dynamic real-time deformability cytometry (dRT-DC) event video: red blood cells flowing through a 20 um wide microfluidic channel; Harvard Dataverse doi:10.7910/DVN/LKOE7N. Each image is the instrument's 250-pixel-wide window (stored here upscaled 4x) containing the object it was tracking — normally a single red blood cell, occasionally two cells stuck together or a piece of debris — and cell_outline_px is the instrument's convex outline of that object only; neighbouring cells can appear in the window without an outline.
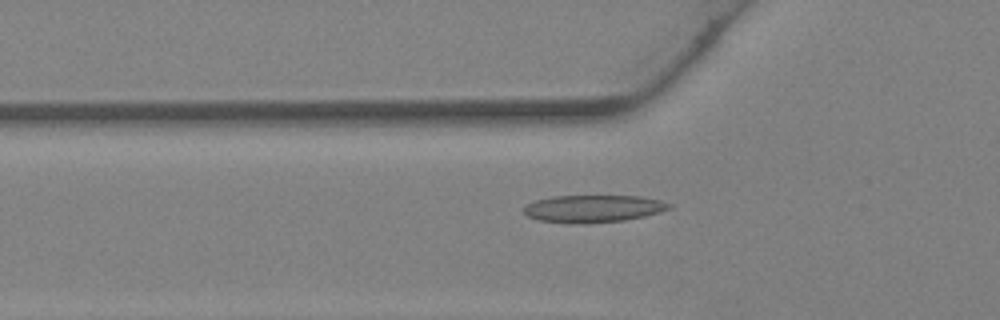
{"species": "Egyptian fruit bat (a non-hibernating species)", "species_latin": "Rousettus aegyptiacus", "temperature_condition": "warm", "stored_images_in_passage": 28, "camera_frame_rate_fps": 3000, "um_per_image_px": 0.085, "animal": {"sex": "female"}, "frame": {"image": 1, "passage_image": 6, "time_ms": 1.667, "image_size_px": [1000, 320], "cell_outline_px": [[672, 208], [660, 212], [644, 216], [624, 220], [588, 224], [580, 224], [540, 220], [528, 216], [524, 212], [524, 208], [528, 204], [536, 200], [552, 196], [640, 196], [660, 200], [672, 204]], "centroid_in_image_um": [50.46, 17.73], "position_along_channel_um": 75.3, "area_um2": 23.12}}
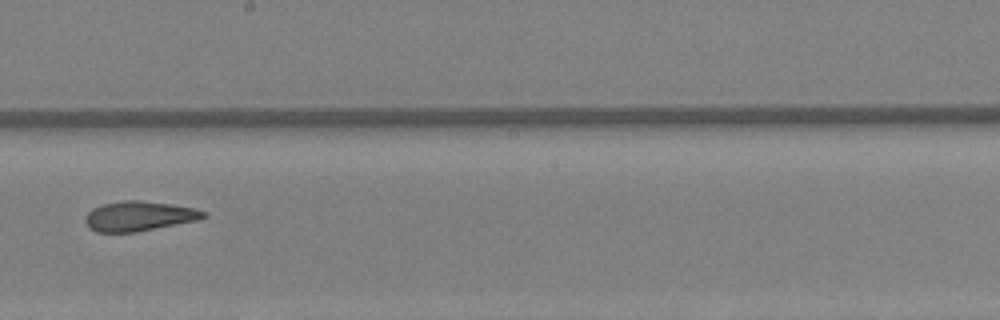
{"frame": {"image": 2, "passage_image": 15, "time_ms": 4.667, "image_size_px": [1000, 320], "cell_outline_px": [[208, 216], [200, 220], [136, 232], [96, 232], [88, 228], [84, 220], [88, 212], [92, 208], [104, 204], [124, 200], [140, 200], [172, 204], [192, 208], [208, 212]], "centroid_in_image_um": [11.83, 18.37], "position_along_channel_um": 236.4, "area_um2": 20.69}}
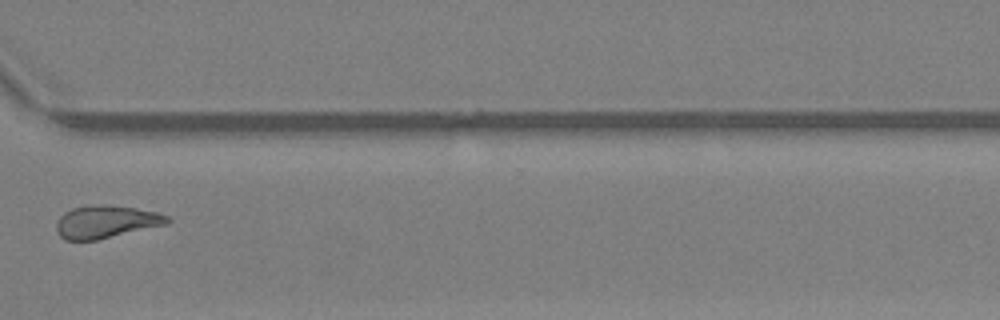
{"frame": {"image": 3, "passage_image": 22, "time_ms": 7.0, "image_size_px": [1000, 320], "cell_outline_px": [[172, 220], [168, 224], [96, 240], [64, 240], [56, 232], [56, 224], [60, 216], [64, 212], [72, 208], [92, 204], [104, 204], [136, 208], [160, 212], [168, 216]], "centroid_in_image_um": [9.02, 18.84], "position_along_channel_um": 361.6, "area_um2": 21.39}}